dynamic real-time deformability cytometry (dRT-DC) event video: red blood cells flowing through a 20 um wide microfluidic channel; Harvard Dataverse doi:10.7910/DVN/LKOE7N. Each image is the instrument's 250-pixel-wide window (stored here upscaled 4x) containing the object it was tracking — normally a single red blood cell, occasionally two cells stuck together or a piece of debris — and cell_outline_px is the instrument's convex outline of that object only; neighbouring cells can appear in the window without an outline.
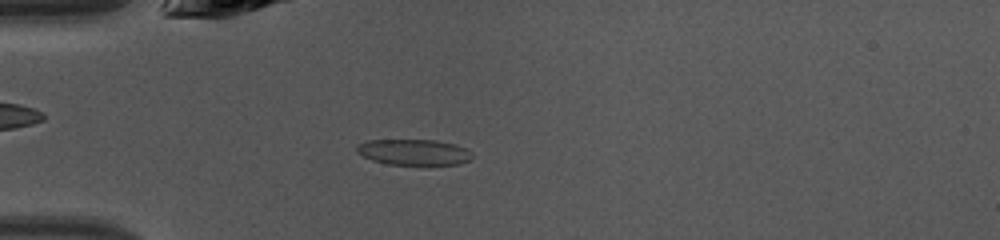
{"species": "common noctule bat (a hibernating species)", "species_latin": "Nyctalus noctula", "temperature_condition": "warm", "stored_images_in_passage": 33, "camera_frame_rate_fps": 3000, "um_per_image_px": 0.085, "animal": {"sex": "female", "body_mass_g": 10.0, "forearm_length_mm": 53.1}, "frame": {"image": 1, "passage_image": 2, "time_ms": 0.333, "image_size_px": [1000, 240], "cell_outline_px": [[472, 160], [460, 164], [388, 164], [372, 160], [356, 152], [356, 144], [368, 140], [436, 140], [452, 144], [464, 148], [472, 152]], "centroid_in_image_um": [35.16, 12.93], "position_along_channel_um": 49.8, "area_um2": 17.28}}
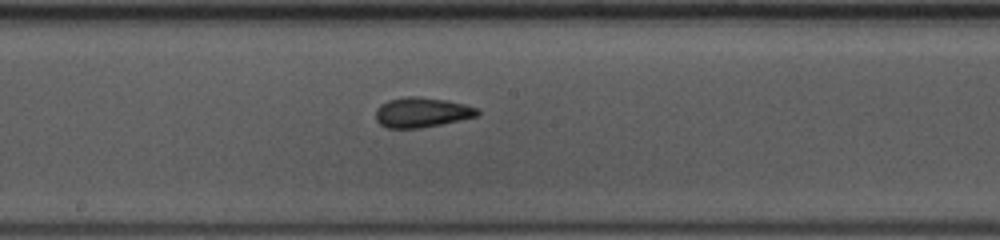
{"frame": {"image": 2, "passage_image": 14, "time_ms": 4.333, "image_size_px": [1000, 240], "cell_outline_px": [[480, 116], [420, 128], [388, 128], [380, 124], [376, 120], [376, 108], [380, 104], [388, 100], [404, 96], [416, 96], [444, 100], [464, 104], [476, 108], [480, 112]], "centroid_in_image_um": [35.83, 9.55], "position_along_channel_um": 212.4, "area_um2": 17.74}}
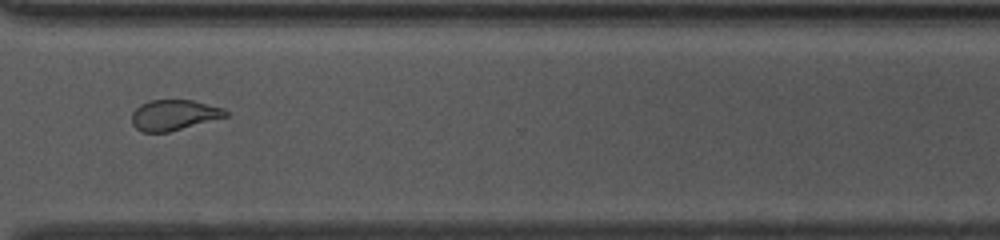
{"frame": {"image": 3, "passage_image": 24, "time_ms": 7.667, "image_size_px": [1000, 240], "cell_outline_px": [[228, 116], [168, 132], [140, 132], [132, 124], [132, 112], [140, 104], [148, 100], [192, 100], [224, 108], [228, 112]], "centroid_in_image_um": [14.76, 9.77], "position_along_channel_um": 355.8, "area_um2": 16.7}, "authors_computed_cell_mechanics": {"area_um2": 17.5134, "velocity_mm_per_s": 4.3192, "shape_relaxation_time_tau1_ms": 2.9998, "shape_relaxation_time_tau2_ms": 1.6238, "deformation_change_tau1": 0.1209, "deformation_change_tau2": 0.0819}}